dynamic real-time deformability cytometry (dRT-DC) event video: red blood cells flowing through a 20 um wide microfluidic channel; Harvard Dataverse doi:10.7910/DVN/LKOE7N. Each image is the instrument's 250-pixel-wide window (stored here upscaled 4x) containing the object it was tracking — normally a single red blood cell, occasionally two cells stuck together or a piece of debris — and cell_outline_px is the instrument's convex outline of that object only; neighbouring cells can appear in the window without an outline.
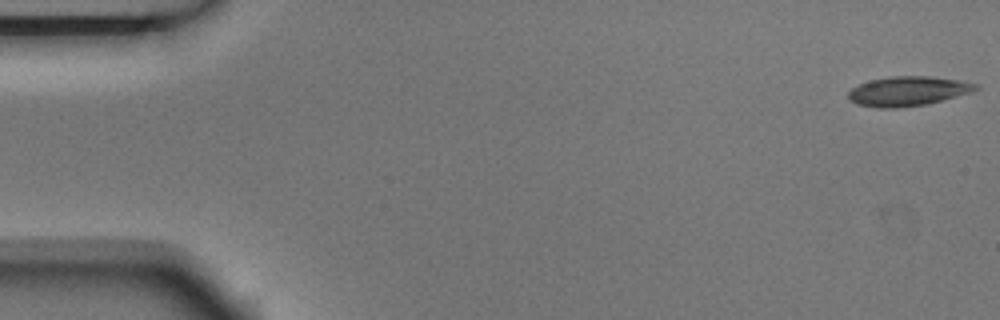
{"species": "Egyptian fruit bat (a non-hibernating species)", "species_latin": "Rousettus aegyptiacus", "temperature_condition": "room temperature", "stored_images_in_passage": 4, "camera_frame_rate_fps": 3000, "um_per_image_px": 0.085, "animal": {"sex": "male"}, "frame": {"image": 1, "passage_image": 1, "time_ms": 0.0, "image_size_px": [1000, 320], "cell_outline_px": [[980, 88], [972, 92], [928, 104], [900, 108], [876, 108], [856, 104], [848, 100], [848, 92], [852, 88], [860, 84], [872, 80], [888, 76], [928, 76], [956, 80], [976, 84]], "centroid_in_image_um": [77.14, 7.76], "position_along_channel_um": 7.9, "area_um2": 21.96}}
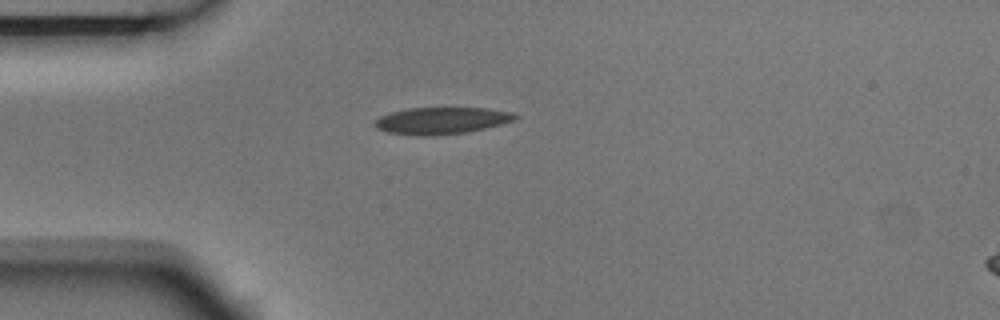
{"frame": {"image": 2, "passage_image": 4, "time_ms": 1.0, "image_size_px": [1000, 320], "cell_outline_px": [[520, 116], [512, 120], [500, 124], [484, 128], [464, 132], [428, 136], [416, 136], [388, 132], [376, 128], [376, 120], [380, 116], [392, 112], [408, 108], [488, 108], [512, 112]], "centroid_in_image_um": [37.52, 10.25], "position_along_channel_um": 47.5, "area_um2": 21.68}}